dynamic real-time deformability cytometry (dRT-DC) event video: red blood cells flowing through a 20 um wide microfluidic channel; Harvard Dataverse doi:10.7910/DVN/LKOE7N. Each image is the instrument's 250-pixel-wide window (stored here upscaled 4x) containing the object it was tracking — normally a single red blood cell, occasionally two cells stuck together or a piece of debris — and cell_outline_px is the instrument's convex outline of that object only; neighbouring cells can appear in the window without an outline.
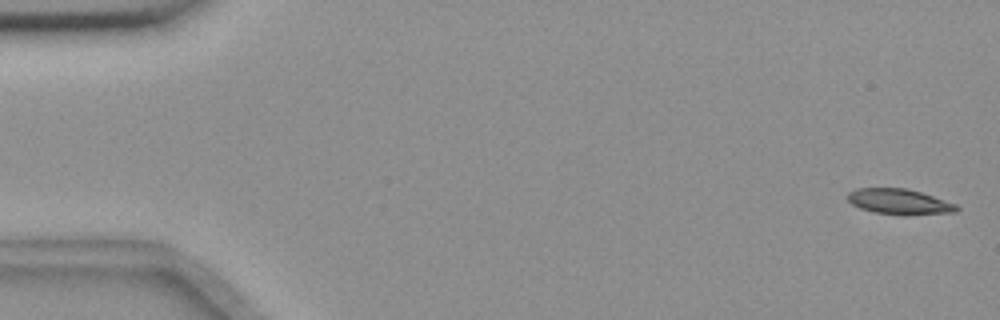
{"species": "common noctule bat (a hibernating species)", "species_latin": "Nyctalus noctula", "temperature_condition": "room temperature", "stored_images_in_passage": 57, "camera_frame_rate_fps": 3000, "um_per_image_px": 0.085, "animal": {"sex": "female", "body_mass_g": 18.4}, "frame": {"image": 1, "passage_image": 2, "time_ms": 0.333, "image_size_px": [1000, 320], "cell_outline_px": [[960, 208], [956, 212], [904, 216], [876, 212], [860, 208], [852, 204], [848, 200], [848, 192], [856, 188], [904, 188], [920, 192], [956, 204]], "centroid_in_image_um": [76.45, 17.15], "position_along_channel_um": 8.6, "area_um2": 16.18}}
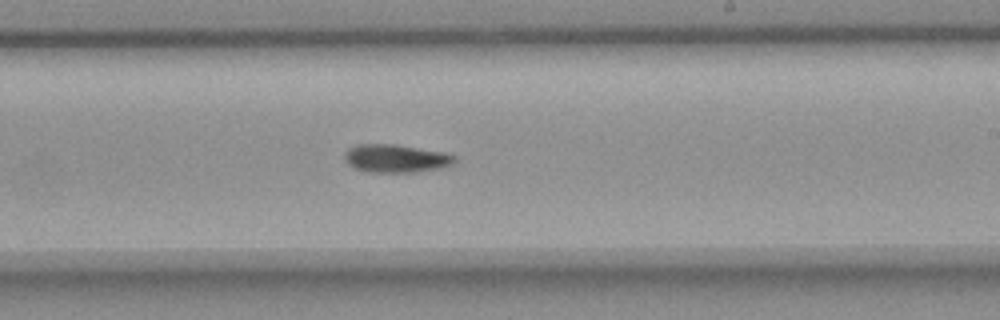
{"frame": {"image": 2, "passage_image": 34, "time_ms": 11.0, "image_size_px": [1000, 320], "cell_outline_px": [[456, 160], [452, 164], [440, 168], [416, 172], [372, 172], [356, 168], [348, 164], [344, 160], [344, 152], [348, 148], [356, 144], [396, 144], [444, 152], [456, 156]], "centroid_in_image_um": [33.64, 13.45], "position_along_channel_um": 255.4, "area_um2": 18.09}}
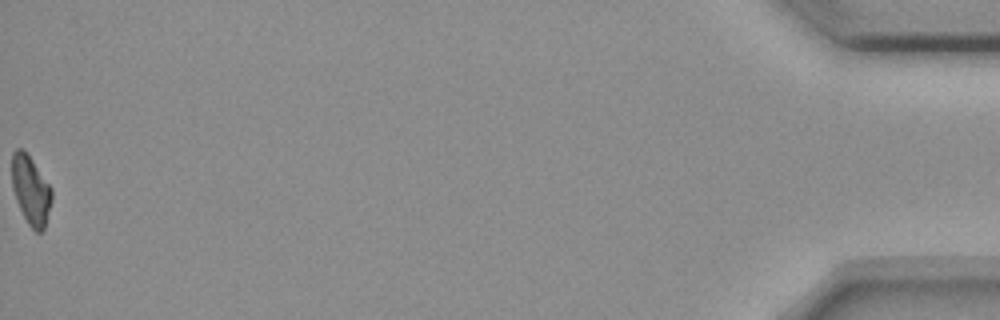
{"frame": {"image": 3, "passage_image": 57, "time_ms": 18.667, "image_size_px": [1000, 320], "cell_outline_px": [[52, 200], [44, 228], [40, 232], [36, 232], [28, 224], [16, 200], [12, 188], [12, 152], [16, 148], [20, 148], [32, 160], [52, 188]], "centroid_in_image_um": [2.61, 16.17], "position_along_channel_um": 432.6, "area_um2": 15.78}, "authors_computed_cell_mechanics": {"area_um2": 17.1666, "velocity_mm_per_s": 3.6251, "shape_relaxation_time_tau1_ms": 8.3338, "shape_relaxation_time_tau2_ms": null, "deformation_change_tau1": 0.182, "deformation_change_tau2": null}}